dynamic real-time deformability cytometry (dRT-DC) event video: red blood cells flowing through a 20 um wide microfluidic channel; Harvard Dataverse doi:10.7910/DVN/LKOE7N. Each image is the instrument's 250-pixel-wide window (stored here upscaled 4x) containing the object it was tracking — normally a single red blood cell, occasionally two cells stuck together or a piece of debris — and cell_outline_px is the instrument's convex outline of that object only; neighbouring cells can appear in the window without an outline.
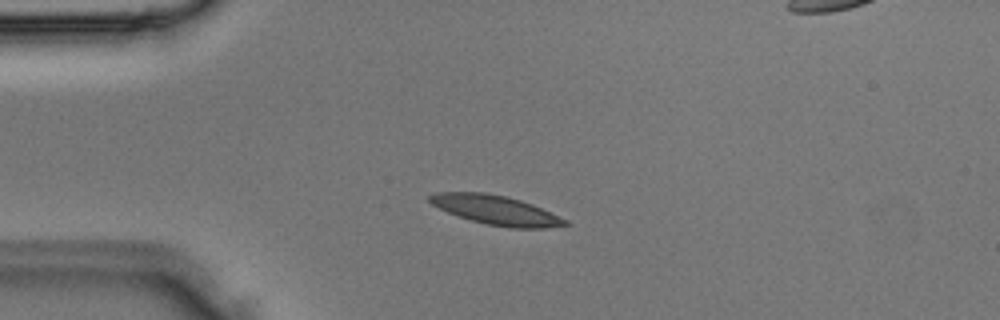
{"species": "Egyptian fruit bat (a non-hibernating species)", "species_latin": "Rousettus aegyptiacus", "temperature_condition": "room temperature", "stored_images_in_passage": 3, "camera_frame_rate_fps": 3000, "um_per_image_px": 0.085, "animal": {"sex": "male"}, "frame": {"image": 1, "passage_image": 2, "time_ms": 0.333, "image_size_px": [1000, 320], "cell_outline_px": [[568, 224], [544, 228], [512, 228], [488, 224], [472, 220], [448, 212], [432, 204], [428, 200], [428, 196], [436, 192], [484, 192], [504, 196], [520, 200], [532, 204], [568, 220]], "centroid_in_image_um": [42.15, 17.85], "position_along_channel_um": 42.9, "area_um2": 22.72}}